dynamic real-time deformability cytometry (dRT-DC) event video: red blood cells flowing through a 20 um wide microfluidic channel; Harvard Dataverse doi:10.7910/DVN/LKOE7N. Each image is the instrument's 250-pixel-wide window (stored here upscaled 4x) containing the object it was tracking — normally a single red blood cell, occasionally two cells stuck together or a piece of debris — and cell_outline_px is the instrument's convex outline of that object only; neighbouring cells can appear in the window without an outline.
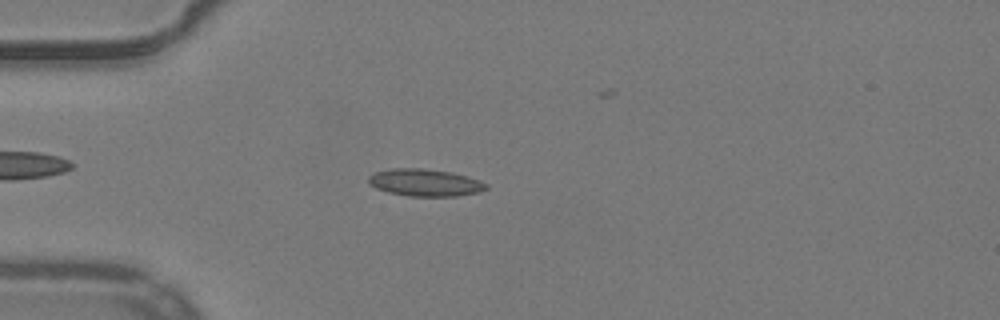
{"species": "common noctule bat (a hibernating species)", "species_latin": "Nyctalus noctula", "temperature_condition": "warm", "stored_images_in_passage": 35, "camera_frame_rate_fps": 3000, "um_per_image_px": 0.085, "animal": {"sex": "male", "body_mass_g": 19.2, "forearm_length_mm": 51.8}, "frame": {"image": 1, "passage_image": 8, "time_ms": 2.333, "image_size_px": [1000, 320], "cell_outline_px": [[488, 188], [480, 192], [456, 196], [408, 196], [388, 192], [376, 188], [368, 184], [368, 176], [376, 172], [392, 168], [424, 168], [448, 172], [468, 176], [480, 180], [488, 184]], "centroid_in_image_um": [36.13, 15.52], "position_along_channel_um": 48.9, "area_um2": 18.73}}
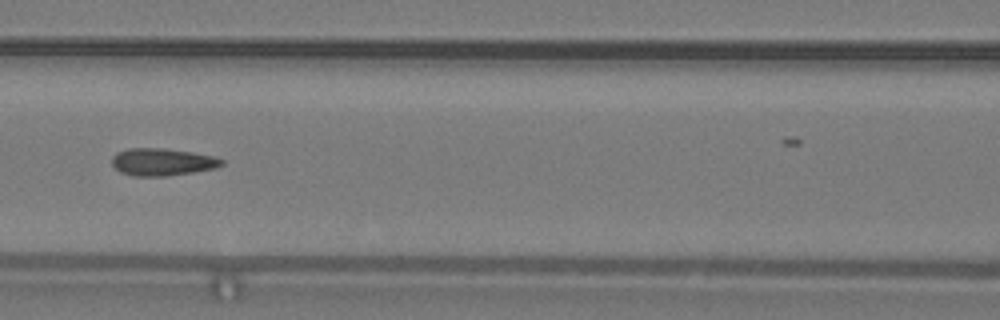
{"frame": {"image": 2, "passage_image": 17, "time_ms": 5.333, "image_size_px": [1000, 320], "cell_outline_px": [[224, 164], [216, 168], [168, 176], [132, 176], [120, 172], [112, 164], [112, 156], [116, 152], [128, 148], [164, 148], [192, 152], [212, 156], [224, 160]], "centroid_in_image_um": [13.77, 13.76], "position_along_channel_um": 152.8, "area_um2": 17.57}}
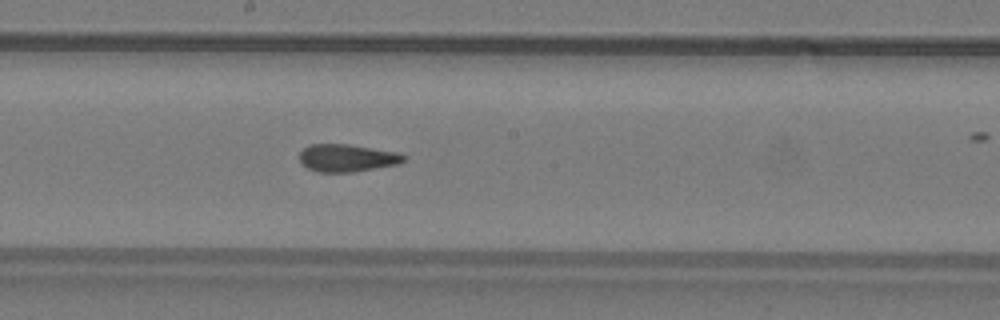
{"frame": {"image": 3, "passage_image": 22, "time_ms": 7.0, "image_size_px": [1000, 320], "cell_outline_px": [[408, 156], [400, 164], [352, 172], [316, 172], [300, 164], [300, 152], [308, 144], [348, 144], [400, 152]], "centroid_in_image_um": [29.52, 13.42], "position_along_channel_um": 218.7, "area_um2": 16.99}}